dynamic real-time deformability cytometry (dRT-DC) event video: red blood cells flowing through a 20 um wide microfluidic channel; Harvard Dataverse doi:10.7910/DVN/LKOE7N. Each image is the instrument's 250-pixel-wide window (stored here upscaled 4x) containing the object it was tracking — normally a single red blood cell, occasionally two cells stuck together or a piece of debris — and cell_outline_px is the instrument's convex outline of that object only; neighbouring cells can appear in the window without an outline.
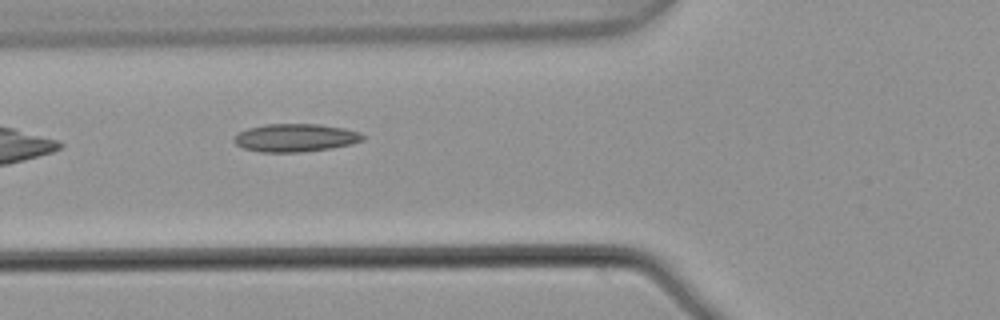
{"species": "common noctule bat (a hibernating species)", "species_latin": "Nyctalus noctula", "temperature_condition": "warm", "stored_images_in_passage": 6, "camera_frame_rate_fps": 3000, "um_per_image_px": 0.085, "animal": {"sex": "male", "body_mass_g": 21.5, "forearm_length_mm": 52.0}, "frame": {"image": 1, "passage_image": 3, "time_ms": 0.667, "image_size_px": [1000, 320], "cell_outline_px": [[364, 140], [352, 144], [332, 148], [300, 152], [260, 152], [244, 148], [236, 144], [232, 140], [232, 136], [248, 128], [264, 124], [320, 124], [344, 128], [360, 132], [364, 136]], "centroid_in_image_um": [25.1, 11.71], "position_along_channel_um": 100.7, "area_um2": 21.15}}
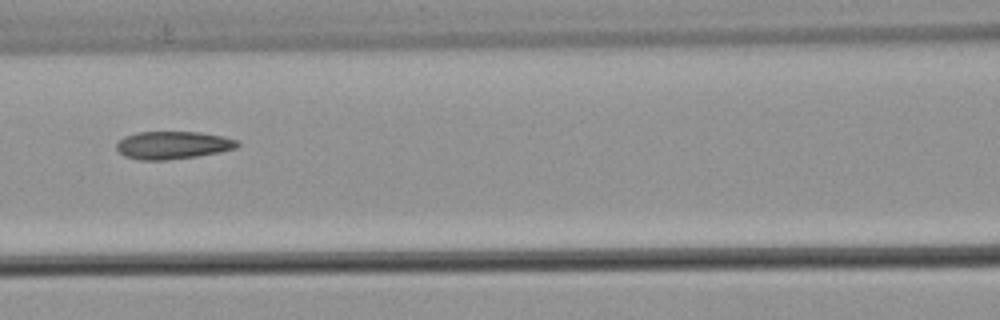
{"frame": {"image": 2, "passage_image": 4, "time_ms": 1.0, "image_size_px": [1000, 320], "cell_outline_px": [[240, 144], [236, 148], [220, 152], [196, 156], [168, 160], [140, 160], [124, 156], [116, 148], [116, 144], [124, 136], [136, 132], [200, 132], [224, 136], [236, 140]], "centroid_in_image_um": [14.68, 12.33], "position_along_channel_um": 151.9, "area_um2": 19.59}}